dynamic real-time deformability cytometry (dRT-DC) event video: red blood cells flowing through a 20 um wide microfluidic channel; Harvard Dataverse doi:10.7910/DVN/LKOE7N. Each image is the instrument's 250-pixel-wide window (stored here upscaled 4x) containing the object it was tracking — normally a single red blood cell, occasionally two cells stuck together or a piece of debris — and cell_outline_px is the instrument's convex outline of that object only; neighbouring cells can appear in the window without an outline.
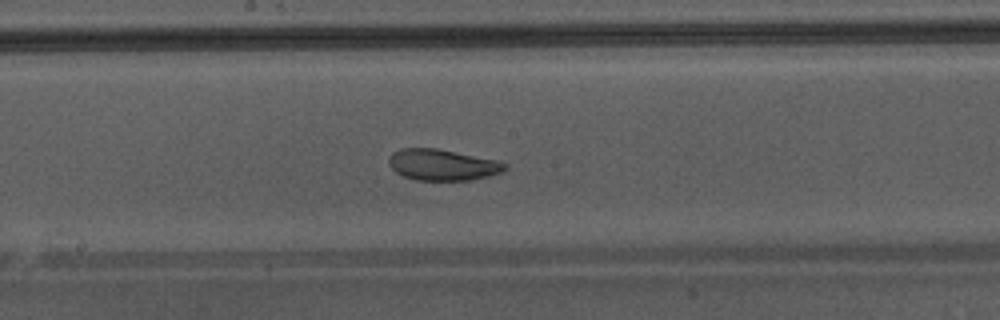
{"species": "Egyptian fruit bat (a non-hibernating species)", "species_latin": "Rousettus aegyptiacus", "temperature_condition": "warm", "stored_images_in_passage": 49, "camera_frame_rate_fps": 3000, "um_per_image_px": 0.085, "animal": {"sex": "male"}, "frame": {"image": 1, "passage_image": 28, "time_ms": 9.0, "image_size_px": [1000, 320], "cell_outline_px": [[508, 168], [500, 172], [488, 176], [472, 180], [416, 180], [404, 176], [396, 172], [388, 164], [388, 156], [392, 152], [400, 148], [436, 148], [496, 160], [508, 164]], "centroid_in_image_um": [37.58, 14.0], "position_along_channel_um": 210.6, "area_um2": 21.1}, "authors_computed_cell_mechanics": {"area_um2": 26.9926, "velocity_mm_per_s": 4.3165, "shape_relaxation_time_tau1_ms": 5.5081, "shape_relaxation_time_tau2_ms": 1.5024, "deformation_change_tau1": 0.1425, "deformation_change_tau2": 0.0731}}